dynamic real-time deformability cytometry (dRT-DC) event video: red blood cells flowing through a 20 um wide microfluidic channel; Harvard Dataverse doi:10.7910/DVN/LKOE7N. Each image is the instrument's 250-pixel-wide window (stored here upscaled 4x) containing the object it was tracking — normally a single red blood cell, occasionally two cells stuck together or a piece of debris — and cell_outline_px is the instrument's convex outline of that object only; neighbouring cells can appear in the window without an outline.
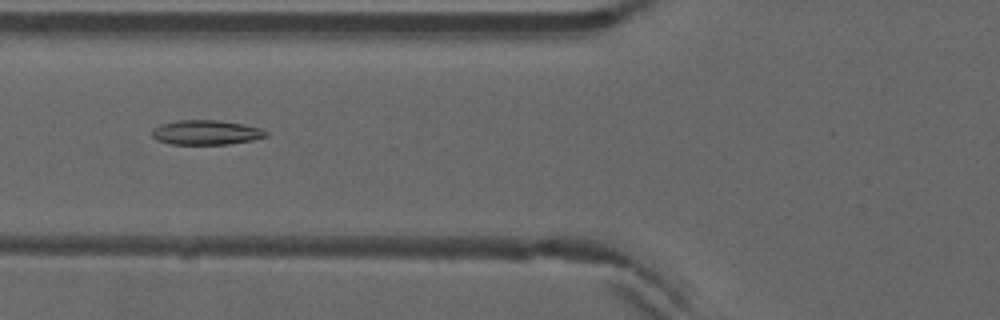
{"species": "common noctule bat (a hibernating species)", "species_latin": "Nyctalus noctula", "temperature_condition": "warm", "stored_images_in_passage": 42, "camera_frame_rate_fps": 3000, "um_per_image_px": 0.085, "animal": {"sex": "male", "forearm_length_mm": 52.5}, "frame": {"image": 1, "passage_image": 10, "time_ms": 3.0, "image_size_px": [1000, 320], "cell_outline_px": [[268, 136], [252, 140], [228, 144], [172, 144], [156, 140], [152, 136], [152, 128], [160, 124], [176, 120], [220, 120], [260, 128], [268, 132]], "centroid_in_image_um": [17.48, 11.25], "position_along_channel_um": 108.3, "area_um2": 16.36}}
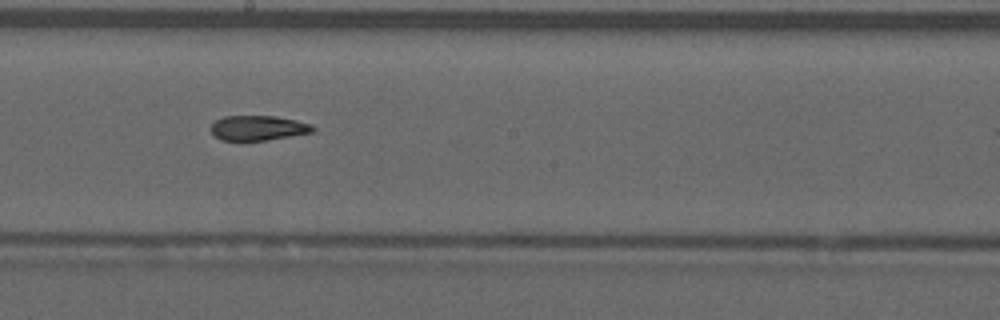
{"frame": {"image": 2, "passage_image": 19, "time_ms": 6.0, "image_size_px": [1000, 320], "cell_outline_px": [[316, 128], [312, 132], [268, 140], [220, 140], [212, 132], [212, 124], [216, 120], [224, 116], [272, 116], [296, 120], [312, 124]], "centroid_in_image_um": [21.96, 10.87], "position_along_channel_um": 226.2, "area_um2": 14.62}}
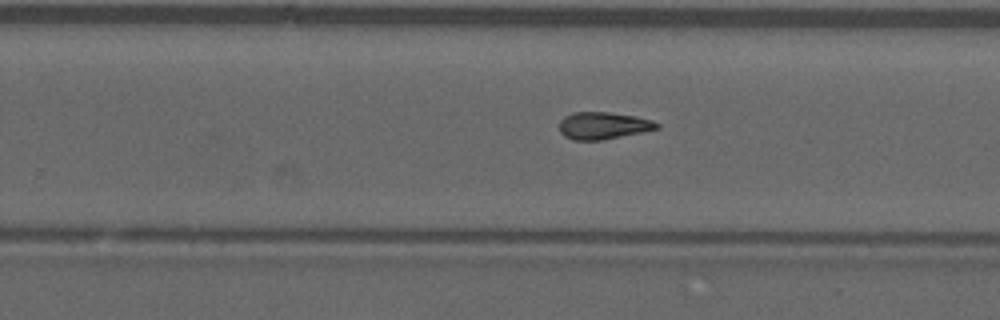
{"frame": {"image": 3, "passage_image": 23, "time_ms": 7.333, "image_size_px": [1000, 320], "cell_outline_px": [[660, 128], [600, 140], [572, 140], [564, 136], [560, 132], [560, 120], [564, 116], [572, 112], [608, 112], [636, 116], [652, 120], [660, 124]], "centroid_in_image_um": [51.25, 10.66], "position_along_channel_um": 278.6, "area_um2": 15.37}, "authors_computed_cell_mechanics": {"area_um2": 15.7216, "velocity_mm_per_s": 3.9375, "shape_relaxation_time_tau1_ms": 8.6123, "shape_relaxation_time_tau2_ms": 4.3043, "deformation_change_tau1": 0.1905, "deformation_change_tau2": 0.1014}}